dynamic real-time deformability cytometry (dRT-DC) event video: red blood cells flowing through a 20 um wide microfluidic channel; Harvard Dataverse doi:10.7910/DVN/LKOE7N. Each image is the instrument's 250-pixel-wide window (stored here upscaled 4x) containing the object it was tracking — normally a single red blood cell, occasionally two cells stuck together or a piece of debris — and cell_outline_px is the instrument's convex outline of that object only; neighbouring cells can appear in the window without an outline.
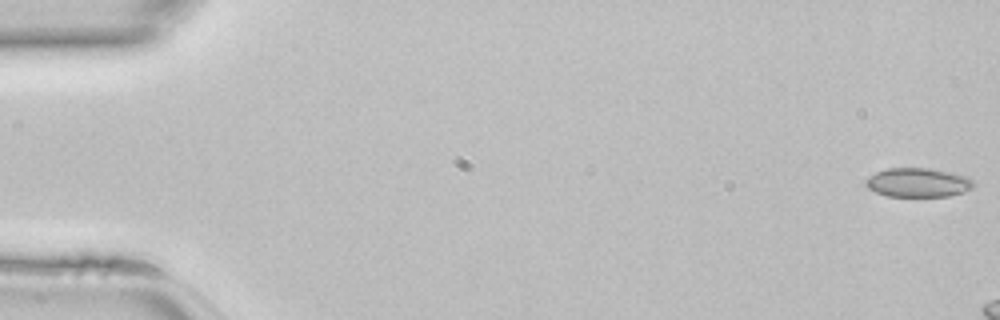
{"species": "common noctule bat (a hibernating species)", "species_latin": "Nyctalus noctula", "temperature_condition": "room temperature", "stored_images_in_passage": 7, "camera_frame_rate_fps": 3000, "um_per_image_px": 0.085, "animal": {"sex": "female", "body_mass_g": 22.7, "forearm_length_mm": 54.2}, "frame": {"image": 1, "passage_image": 1, "time_ms": 0.0, "image_size_px": [1000, 320], "cell_outline_px": [[972, 188], [964, 192], [948, 196], [888, 196], [876, 192], [868, 188], [864, 184], [864, 180], [868, 176], [876, 172], [888, 168], [928, 168], [968, 176], [972, 180]], "centroid_in_image_um": [77.99, 15.51], "position_along_channel_um": 7.0, "area_um2": 18.21}}